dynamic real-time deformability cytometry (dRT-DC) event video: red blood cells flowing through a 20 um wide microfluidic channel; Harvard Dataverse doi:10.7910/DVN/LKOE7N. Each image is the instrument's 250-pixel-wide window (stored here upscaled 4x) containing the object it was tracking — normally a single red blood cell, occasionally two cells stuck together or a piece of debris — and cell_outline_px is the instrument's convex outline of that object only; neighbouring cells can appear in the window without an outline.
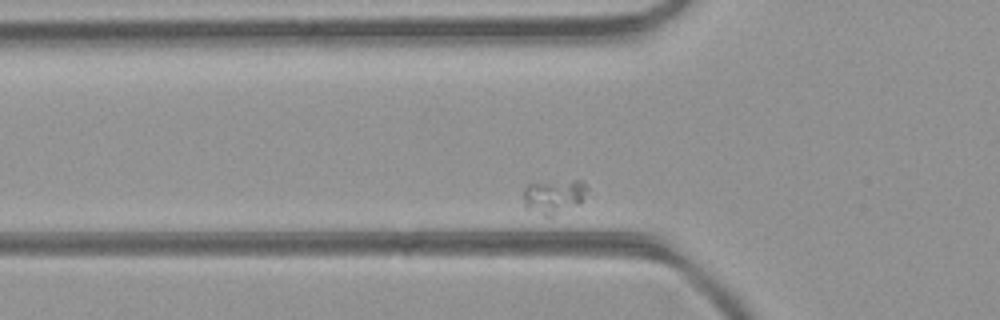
{"species": "common noctule bat (a hibernating species)", "species_latin": "Nyctalus noctula", "temperature_condition": "room temperature", "stored_images_in_passage": 20, "camera_frame_rate_fps": 3000, "um_per_image_px": 0.085, "animal": {"sex": "female", "body_mass_g": 21.9}, "frame": {"image": 1, "passage_image": 2, "time_ms": 0.333, "image_size_px": [1000, 320], "cell_outline_px": [[592, 196], [580, 204], [552, 216], [544, 216], [524, 208], [524, 188], [528, 184], [572, 180], [580, 180], [588, 188]], "centroid_in_image_um": [47.16, 16.71], "position_along_channel_um": 78.6, "area_um2": 13.12}}
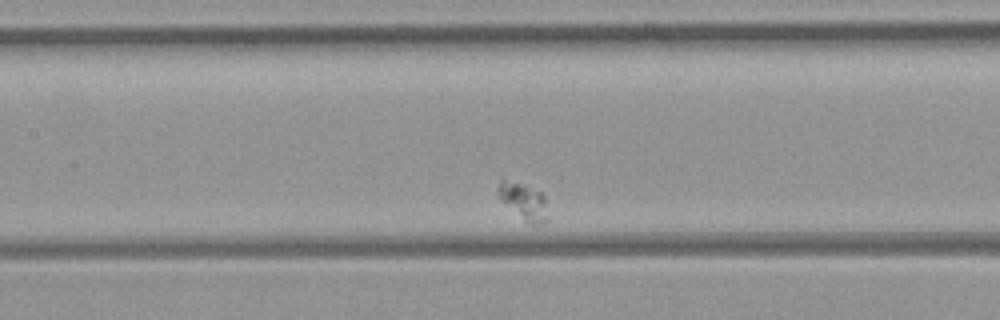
{"frame": {"image": 2, "passage_image": 9, "time_ms": 2.667, "image_size_px": [1000, 320], "cell_outline_px": [[548, 220], [540, 224], [528, 224], [500, 200], [500, 176], [504, 176], [540, 192], [544, 196]], "centroid_in_image_um": [44.5, 17.1], "position_along_channel_um": 162.9, "area_um2": 10.58}}
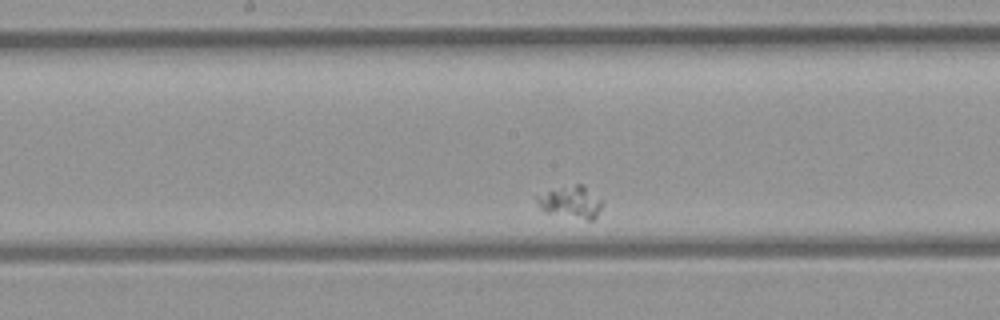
{"frame": {"image": 3, "passage_image": 12, "time_ms": 3.667, "image_size_px": [1000, 320], "cell_outline_px": [[604, 200], [596, 216], [592, 220], [588, 220], [544, 212], [540, 208], [536, 200], [536, 196], [548, 192], [576, 184], [584, 184]], "centroid_in_image_um": [48.58, 17.18], "position_along_channel_um": 199.6, "area_um2": 12.08}}